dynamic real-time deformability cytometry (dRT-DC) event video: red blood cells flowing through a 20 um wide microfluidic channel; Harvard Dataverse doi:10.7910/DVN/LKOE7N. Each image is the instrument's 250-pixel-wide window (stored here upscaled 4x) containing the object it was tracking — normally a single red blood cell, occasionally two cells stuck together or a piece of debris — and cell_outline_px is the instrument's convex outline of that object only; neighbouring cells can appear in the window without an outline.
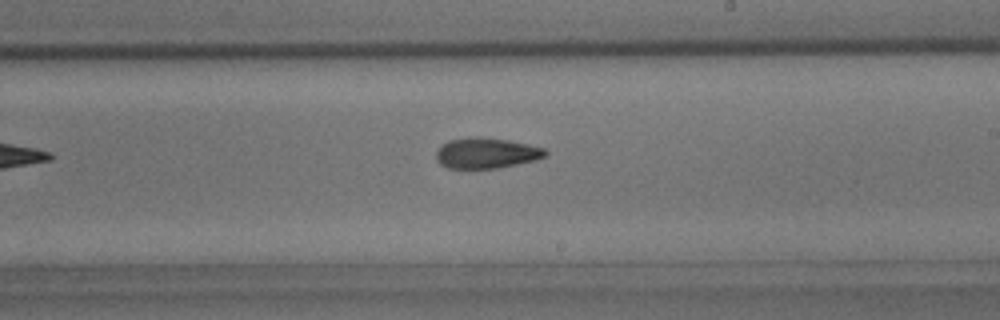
{"species": "common noctule bat (a hibernating species)", "species_latin": "Nyctalus noctula", "temperature_condition": "room temperature", "stored_images_in_passage": 13, "camera_frame_rate_fps": 3000, "um_per_image_px": 0.085, "animal": {"sex": "male", "body_mass_g": 15.6}, "frame": {"image": 1, "passage_image": 11, "time_ms": 3.333, "image_size_px": [1000, 320], "cell_outline_px": [[548, 152], [544, 156], [536, 160], [496, 168], [448, 168], [440, 164], [436, 160], [436, 152], [448, 140], [468, 136], [476, 136], [508, 140], [528, 144], [544, 148]], "centroid_in_image_um": [41.32, 13.0], "position_along_channel_um": 247.7, "area_um2": 19.42}}